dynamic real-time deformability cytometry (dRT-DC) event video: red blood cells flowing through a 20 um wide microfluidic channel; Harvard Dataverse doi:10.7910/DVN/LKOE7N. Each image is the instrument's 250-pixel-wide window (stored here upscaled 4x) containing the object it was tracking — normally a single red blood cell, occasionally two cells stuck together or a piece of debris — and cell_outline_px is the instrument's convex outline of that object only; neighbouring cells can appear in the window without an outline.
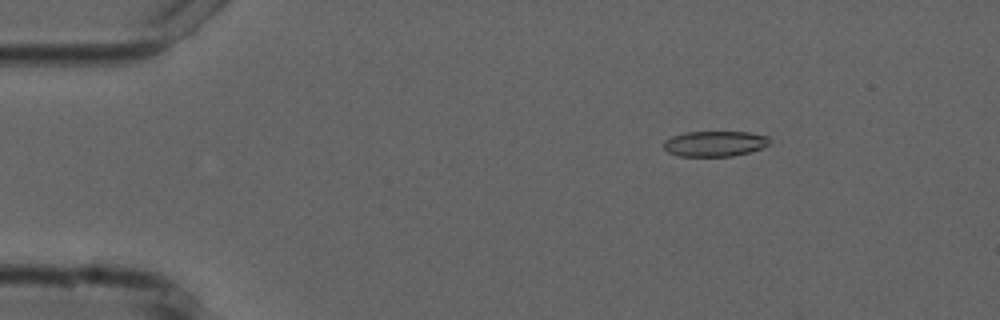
{"species": "common noctule bat (a hibernating species)", "species_latin": "Nyctalus noctula", "temperature_condition": "cold", "stored_images_in_passage": 5, "camera_frame_rate_fps": 3000, "um_per_image_px": 0.085, "animal": {"sex": "male", "forearm_length_mm": 52.5}, "frame": {"image": 1, "passage_image": 3, "time_ms": 2.333, "image_size_px": [1000, 320], "cell_outline_px": [[768, 144], [760, 148], [748, 152], [732, 156], [680, 156], [668, 152], [664, 148], [664, 140], [672, 136], [684, 132], [748, 132], [768, 136]], "centroid_in_image_um": [60.71, 12.2], "position_along_channel_um": 24.3, "area_um2": 15.55}}